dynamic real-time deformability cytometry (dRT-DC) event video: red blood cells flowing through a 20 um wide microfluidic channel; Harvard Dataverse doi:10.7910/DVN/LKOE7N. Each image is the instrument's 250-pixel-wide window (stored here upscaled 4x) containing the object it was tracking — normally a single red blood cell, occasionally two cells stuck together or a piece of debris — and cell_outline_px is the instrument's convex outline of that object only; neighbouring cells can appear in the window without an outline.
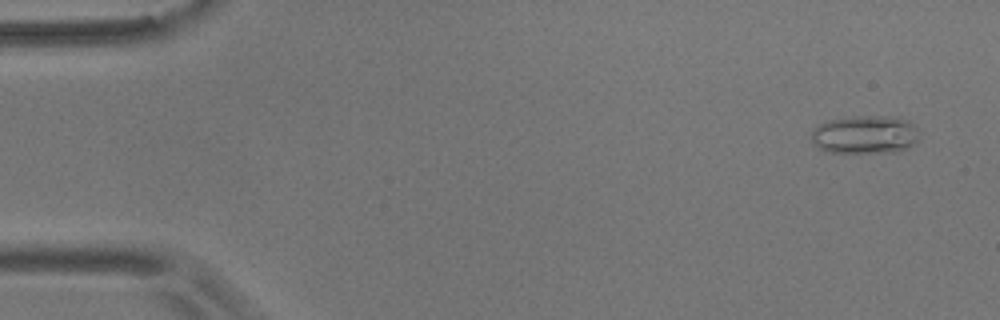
{"species": "common noctule bat (a hibernating species)", "species_latin": "Nyctalus noctula", "temperature_condition": "room temperature", "stored_images_in_passage": 17, "camera_frame_rate_fps": 3000, "um_per_image_px": 0.085, "animal": {"sex": "male", "body_mass_g": 17.9}, "frame": {"image": 1, "passage_image": 3, "time_ms": 0.667, "image_size_px": [1000, 320], "cell_outline_px": [[916, 140], [908, 148], [900, 152], [828, 152], [820, 148], [812, 140], [812, 132], [816, 124], [828, 120], [856, 116], [900, 116], [908, 120], [916, 128]], "centroid_in_image_um": [73.52, 11.43], "position_along_channel_um": 11.5, "area_um2": 24.04}}